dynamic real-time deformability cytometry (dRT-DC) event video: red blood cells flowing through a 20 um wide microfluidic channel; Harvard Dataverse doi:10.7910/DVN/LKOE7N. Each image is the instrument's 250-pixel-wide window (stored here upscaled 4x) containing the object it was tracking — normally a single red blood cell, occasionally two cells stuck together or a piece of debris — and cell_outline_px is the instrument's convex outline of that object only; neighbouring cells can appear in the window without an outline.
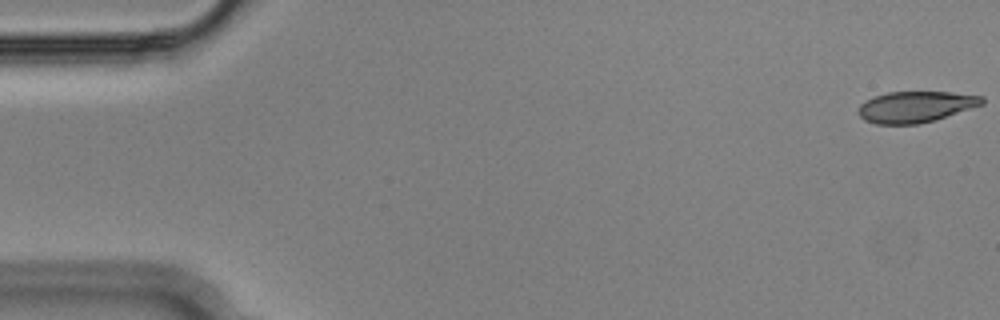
{"species": "Egyptian fruit bat (a non-hibernating species)", "species_latin": "Rousettus aegyptiacus", "temperature_condition": "cold", "stored_images_in_passage": 54, "camera_frame_rate_fps": 3000, "um_per_image_px": 0.085, "animal": {"sex": "male"}, "frame": {"image": 1, "passage_image": 1, "time_ms": 0.0, "image_size_px": [1000, 320], "cell_outline_px": [[984, 104], [936, 120], [916, 124], [876, 124], [864, 120], [856, 112], [860, 104], [876, 96], [888, 92], [948, 92], [984, 96]], "centroid_in_image_um": [77.83, 9.08], "position_along_channel_um": 7.2, "area_um2": 22.43}}
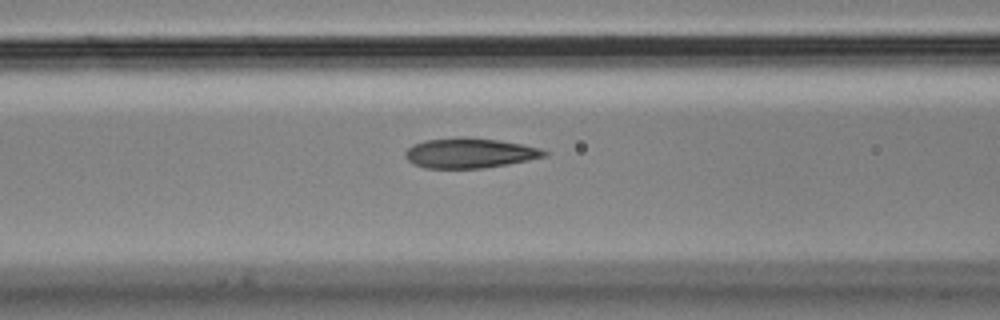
{"frame": {"image": 2, "passage_image": 22, "time_ms": 7.0, "image_size_px": [1000, 320], "cell_outline_px": [[548, 156], [508, 164], [484, 168], [424, 168], [412, 164], [404, 156], [404, 152], [412, 144], [424, 140], [500, 140], [540, 148], [548, 152]], "centroid_in_image_um": [39.92, 13.06], "position_along_channel_um": 126.7, "area_um2": 23.47}}
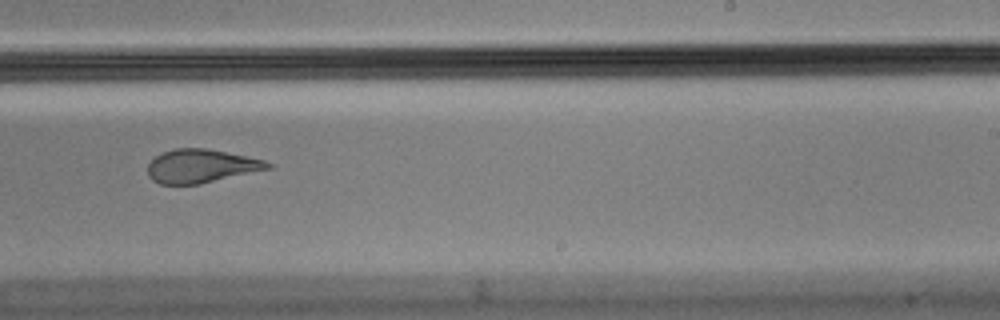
{"frame": {"image": 3, "passage_image": 34, "time_ms": 11.0, "image_size_px": [1000, 320], "cell_outline_px": [[272, 168], [200, 184], [160, 184], [152, 180], [148, 176], [148, 164], [156, 156], [172, 148], [204, 148], [248, 156], [264, 160], [272, 164]], "centroid_in_image_um": [17.09, 14.11], "position_along_channel_um": 271.9, "area_um2": 23.41}, "authors_computed_cell_mechanics": {"area_um2": 24.3338, "velocity_mm_per_s": 3.6327, "shape_relaxation_time_tau1_ms": null, "shape_relaxation_time_tau2_ms": 1.7178, "deformation_change_tau1": null, "deformation_change_tau2": 0.0888}}